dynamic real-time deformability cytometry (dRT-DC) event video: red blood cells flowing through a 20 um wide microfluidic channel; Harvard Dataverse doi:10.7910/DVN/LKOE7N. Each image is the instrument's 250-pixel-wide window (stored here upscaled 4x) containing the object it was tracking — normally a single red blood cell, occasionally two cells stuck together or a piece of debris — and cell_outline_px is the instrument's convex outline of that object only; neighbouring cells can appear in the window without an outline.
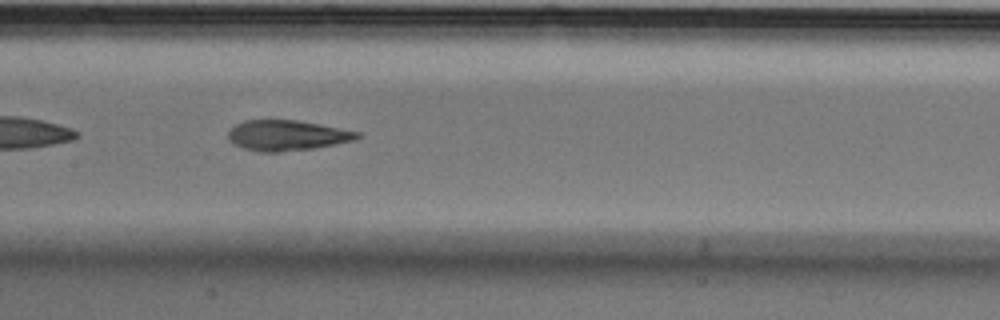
{"species": "Egyptian fruit bat (a non-hibernating species)", "species_latin": "Rousettus aegyptiacus", "temperature_condition": "cold", "stored_images_in_passage": 40, "camera_frame_rate_fps": 3000, "um_per_image_px": 0.085, "animal": {"sex": "male"}, "frame": {"image": 1, "passage_image": 12, "time_ms": 3.667, "image_size_px": [1000, 320], "cell_outline_px": [[360, 136], [356, 140], [316, 148], [280, 152], [260, 152], [244, 148], [232, 144], [228, 140], [228, 132], [236, 124], [244, 120], [296, 120], [320, 124], [360, 132]], "centroid_in_image_um": [24.39, 11.51], "position_along_channel_um": 183.0, "area_um2": 23.0}, "authors_computed_cell_mechanics": {"area_um2": 23.9003, "velocity_mm_per_s": 3.5903, "shape_relaxation_time_tau1_ms": 4.4593, "shape_relaxation_time_tau2_ms": 2.683, "deformation_change_tau1": 0.1621, "deformation_change_tau2": 0.0931}}